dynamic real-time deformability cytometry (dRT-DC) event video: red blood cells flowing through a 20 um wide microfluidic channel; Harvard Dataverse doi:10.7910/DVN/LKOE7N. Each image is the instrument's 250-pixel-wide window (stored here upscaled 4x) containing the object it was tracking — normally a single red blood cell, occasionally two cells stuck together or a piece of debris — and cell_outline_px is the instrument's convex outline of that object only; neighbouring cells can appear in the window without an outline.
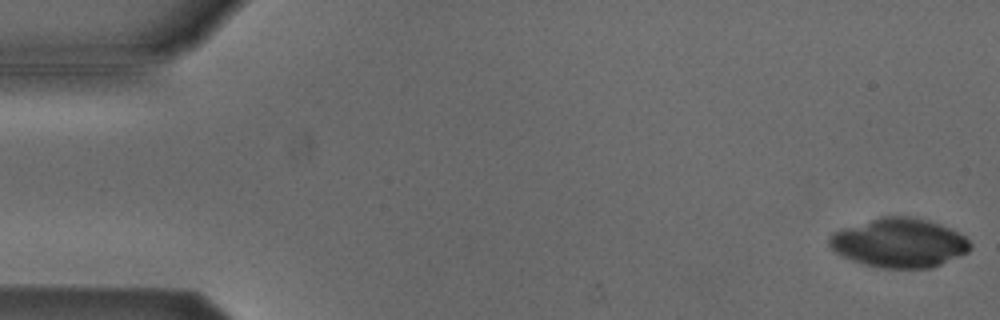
{"species": "Egyptian fruit bat (a non-hibernating species)", "species_latin": "Rousettus aegyptiacus", "temperature_condition": "cold", "stored_images_in_passage": 26, "camera_frame_rate_fps": 3000, "um_per_image_px": 0.085, "animal": {"sex": "male"}, "frame": {"image": 1, "passage_image": 1, "time_ms": 0.0, "image_size_px": [1000, 320], "cell_outline_px": [[972, 248], [968, 252], [932, 268], [884, 268], [864, 264], [852, 260], [836, 252], [828, 244], [828, 236], [832, 232], [880, 216], [912, 216], [928, 220], [940, 224], [964, 236], [972, 244]], "centroid_in_image_um": [76.43, 20.64], "position_along_channel_um": 8.6, "area_um2": 40.29}}